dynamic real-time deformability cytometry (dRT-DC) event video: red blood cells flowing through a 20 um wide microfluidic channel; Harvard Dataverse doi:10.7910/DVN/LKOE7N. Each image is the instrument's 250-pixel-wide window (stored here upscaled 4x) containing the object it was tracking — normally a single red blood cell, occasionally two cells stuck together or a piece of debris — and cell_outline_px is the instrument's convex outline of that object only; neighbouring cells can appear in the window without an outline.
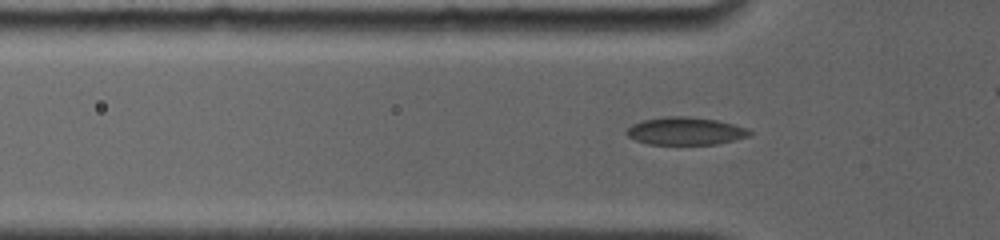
{"species": "common noctule bat (a hibernating species)", "species_latin": "Nyctalus noctula", "temperature_condition": "room temperature", "stored_images_in_passage": 61, "camera_frame_rate_fps": 4000, "um_per_image_px": 0.085, "animal": {"sex": "female", "body_mass_g": 19.0, "forearm_length_mm": 56.7}, "frame": {"image": 1, "passage_image": 20, "time_ms": 4.75, "image_size_px": [1000, 240], "cell_outline_px": [[752, 136], [716, 144], [648, 144], [636, 140], [628, 136], [624, 132], [632, 124], [640, 120], [664, 116], [688, 116], [716, 120], [748, 128], [752, 132]], "centroid_in_image_um": [58.25, 11.13], "position_along_channel_um": 67.5, "area_um2": 20.0}}
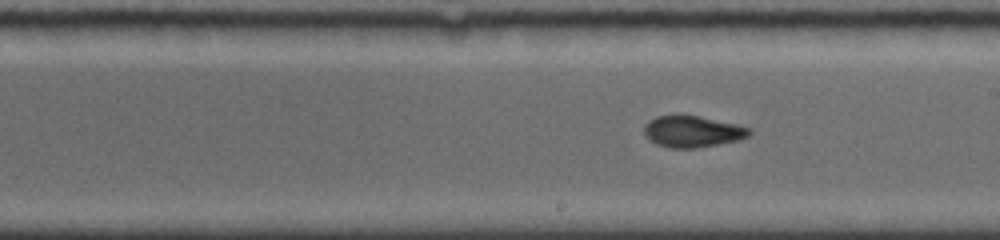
{"frame": {"image": 2, "passage_image": 41, "time_ms": 9.0, "image_size_px": [1000, 240], "cell_outline_px": [[752, 132], [748, 136], [740, 140], [696, 148], [672, 148], [656, 144], [644, 136], [644, 124], [648, 120], [656, 116], [676, 112], [700, 116], [736, 124], [752, 128]], "centroid_in_image_um": [58.82, 11.14], "position_along_channel_um": 230.2, "area_um2": 19.94}}
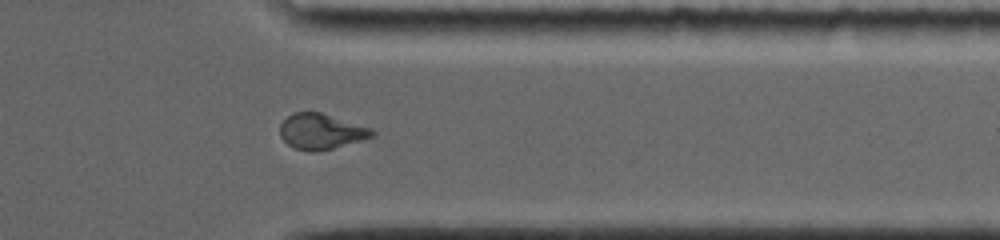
{"frame": {"image": 3, "passage_image": 55, "time_ms": 13.0, "image_size_px": [1000, 240], "cell_outline_px": [[376, 136], [364, 140], [316, 152], [312, 152], [296, 148], [288, 144], [280, 136], [280, 124], [292, 112], [320, 112], [372, 128], [376, 132]], "centroid_in_image_um": [27.33, 11.17], "position_along_channel_um": 384.1, "area_um2": 19.13}}